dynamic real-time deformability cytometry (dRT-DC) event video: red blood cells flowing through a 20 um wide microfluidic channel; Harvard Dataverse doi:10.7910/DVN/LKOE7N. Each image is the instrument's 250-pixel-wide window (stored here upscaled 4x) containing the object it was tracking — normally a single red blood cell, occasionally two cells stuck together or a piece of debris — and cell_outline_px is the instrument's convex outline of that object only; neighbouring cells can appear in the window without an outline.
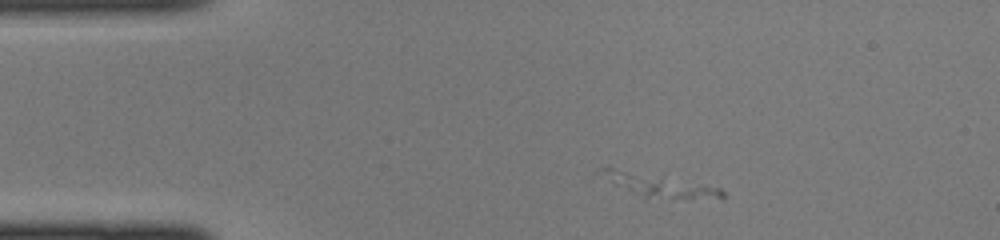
{"species": "common noctule bat (a hibernating species)", "species_latin": "Nyctalus noctula", "temperature_condition": "cold", "stored_images_in_passage": 38, "camera_frame_rate_fps": 3000, "um_per_image_px": 0.085, "animal": {"sex": "female", "body_mass_g": 22.0, "forearm_length_mm": 56.7}, "frame": {"image": 1, "passage_image": 1, "time_ms": 0.0, "image_size_px": [1000, 240], "cell_outline_px": [[724, 200], [688, 200], [644, 196], [616, 184], [604, 168], [608, 164], [720, 188], [724, 192]], "centroid_in_image_um": [56.28, 15.76], "position_along_channel_um": 28.7, "area_um2": 15.95}}
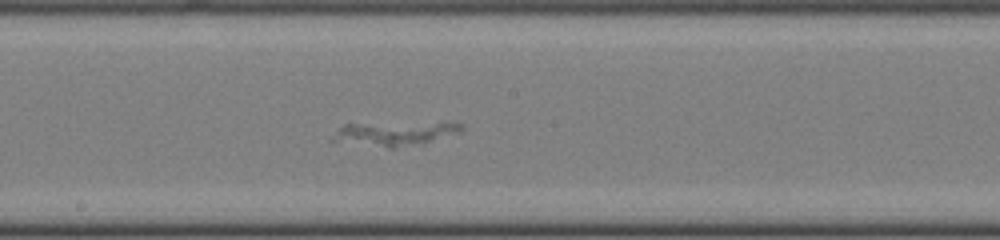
{"frame": {"image": 2, "passage_image": 17, "time_ms": 5.333, "image_size_px": [1000, 240], "cell_outline_px": [[464, 128], [460, 132], [396, 148], [392, 148], [328, 140], [344, 124], [460, 124]], "centroid_in_image_um": [33.39, 11.37], "position_along_channel_um": 214.8, "area_um2": 16.53}}
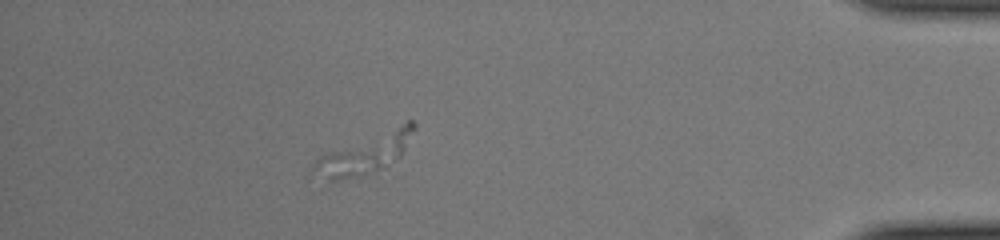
{"frame": {"image": 3, "passage_image": 33, "time_ms": 10.667, "image_size_px": [1000, 240], "cell_outline_px": [[416, 128], [400, 156], [384, 168], [376, 172], [364, 176], [336, 180], [328, 180], [308, 172], [312, 164], [320, 156], [408, 120], [412, 120], [416, 124]], "centroid_in_image_um": [31.01, 13.1], "position_along_channel_um": 404.2, "area_um2": 23.06}}